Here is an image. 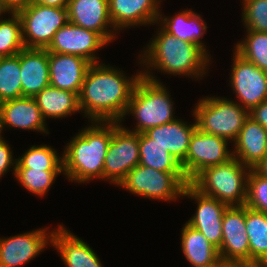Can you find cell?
Here are the masks:
<instances>
[{"label": "cell", "instance_id": "22", "mask_svg": "<svg viewBox=\"0 0 267 267\" xmlns=\"http://www.w3.org/2000/svg\"><path fill=\"white\" fill-rule=\"evenodd\" d=\"M197 128L196 120L193 124L176 119L170 123L162 124L148 129L144 133L153 142L163 146L182 165L185 161L191 136Z\"/></svg>", "mask_w": 267, "mask_h": 267}, {"label": "cell", "instance_id": "2", "mask_svg": "<svg viewBox=\"0 0 267 267\" xmlns=\"http://www.w3.org/2000/svg\"><path fill=\"white\" fill-rule=\"evenodd\" d=\"M91 122V126L70 140L62 155L63 174L72 182L85 183L93 178L103 180L104 158L113 131L121 124L118 121Z\"/></svg>", "mask_w": 267, "mask_h": 267}, {"label": "cell", "instance_id": "9", "mask_svg": "<svg viewBox=\"0 0 267 267\" xmlns=\"http://www.w3.org/2000/svg\"><path fill=\"white\" fill-rule=\"evenodd\" d=\"M227 146L228 140L196 128L191 136L185 161L181 165L189 183L204 169L231 159L233 151H228Z\"/></svg>", "mask_w": 267, "mask_h": 267}, {"label": "cell", "instance_id": "4", "mask_svg": "<svg viewBox=\"0 0 267 267\" xmlns=\"http://www.w3.org/2000/svg\"><path fill=\"white\" fill-rule=\"evenodd\" d=\"M150 73L148 69L141 71L142 75L133 88L125 115L132 113L137 124L134 130L128 131L140 134L176 120L169 92Z\"/></svg>", "mask_w": 267, "mask_h": 267}, {"label": "cell", "instance_id": "36", "mask_svg": "<svg viewBox=\"0 0 267 267\" xmlns=\"http://www.w3.org/2000/svg\"><path fill=\"white\" fill-rule=\"evenodd\" d=\"M10 145L5 142L3 137H0V178L8 172L9 168H13V174L15 175L17 159H13V152L10 150ZM15 164V165H14Z\"/></svg>", "mask_w": 267, "mask_h": 267}, {"label": "cell", "instance_id": "17", "mask_svg": "<svg viewBox=\"0 0 267 267\" xmlns=\"http://www.w3.org/2000/svg\"><path fill=\"white\" fill-rule=\"evenodd\" d=\"M50 86L80 94L89 61L77 55L48 52Z\"/></svg>", "mask_w": 267, "mask_h": 267}, {"label": "cell", "instance_id": "42", "mask_svg": "<svg viewBox=\"0 0 267 267\" xmlns=\"http://www.w3.org/2000/svg\"><path fill=\"white\" fill-rule=\"evenodd\" d=\"M12 13V9L7 5V3L5 2V0H0V17L1 15L6 14V13ZM0 20H3L2 18H0Z\"/></svg>", "mask_w": 267, "mask_h": 267}, {"label": "cell", "instance_id": "29", "mask_svg": "<svg viewBox=\"0 0 267 267\" xmlns=\"http://www.w3.org/2000/svg\"><path fill=\"white\" fill-rule=\"evenodd\" d=\"M22 97L20 52L0 57V103Z\"/></svg>", "mask_w": 267, "mask_h": 267}, {"label": "cell", "instance_id": "13", "mask_svg": "<svg viewBox=\"0 0 267 267\" xmlns=\"http://www.w3.org/2000/svg\"><path fill=\"white\" fill-rule=\"evenodd\" d=\"M107 45V42L95 31L67 22L54 35L48 52L77 55L91 64L100 62L95 52Z\"/></svg>", "mask_w": 267, "mask_h": 267}, {"label": "cell", "instance_id": "10", "mask_svg": "<svg viewBox=\"0 0 267 267\" xmlns=\"http://www.w3.org/2000/svg\"><path fill=\"white\" fill-rule=\"evenodd\" d=\"M139 162V133L128 131L122 124L119 125L113 131L104 158L103 179L118 186Z\"/></svg>", "mask_w": 267, "mask_h": 267}, {"label": "cell", "instance_id": "27", "mask_svg": "<svg viewBox=\"0 0 267 267\" xmlns=\"http://www.w3.org/2000/svg\"><path fill=\"white\" fill-rule=\"evenodd\" d=\"M249 265H267V214L246 206Z\"/></svg>", "mask_w": 267, "mask_h": 267}, {"label": "cell", "instance_id": "40", "mask_svg": "<svg viewBox=\"0 0 267 267\" xmlns=\"http://www.w3.org/2000/svg\"><path fill=\"white\" fill-rule=\"evenodd\" d=\"M5 2L13 12H17L22 7L27 6L31 2V0H5Z\"/></svg>", "mask_w": 267, "mask_h": 267}, {"label": "cell", "instance_id": "6", "mask_svg": "<svg viewBox=\"0 0 267 267\" xmlns=\"http://www.w3.org/2000/svg\"><path fill=\"white\" fill-rule=\"evenodd\" d=\"M192 115L199 130L230 140L234 144L249 117V111L237 101L206 96L196 103Z\"/></svg>", "mask_w": 267, "mask_h": 267}, {"label": "cell", "instance_id": "37", "mask_svg": "<svg viewBox=\"0 0 267 267\" xmlns=\"http://www.w3.org/2000/svg\"><path fill=\"white\" fill-rule=\"evenodd\" d=\"M249 116L267 129V100L249 111Z\"/></svg>", "mask_w": 267, "mask_h": 267}, {"label": "cell", "instance_id": "39", "mask_svg": "<svg viewBox=\"0 0 267 267\" xmlns=\"http://www.w3.org/2000/svg\"><path fill=\"white\" fill-rule=\"evenodd\" d=\"M258 175L267 178V154L263 159L252 168Z\"/></svg>", "mask_w": 267, "mask_h": 267}, {"label": "cell", "instance_id": "30", "mask_svg": "<svg viewBox=\"0 0 267 267\" xmlns=\"http://www.w3.org/2000/svg\"><path fill=\"white\" fill-rule=\"evenodd\" d=\"M16 168L63 170V156L60 157L51 146L33 145L17 159Z\"/></svg>", "mask_w": 267, "mask_h": 267}, {"label": "cell", "instance_id": "21", "mask_svg": "<svg viewBox=\"0 0 267 267\" xmlns=\"http://www.w3.org/2000/svg\"><path fill=\"white\" fill-rule=\"evenodd\" d=\"M62 224L52 231L51 246L58 250L67 267H103L97 254Z\"/></svg>", "mask_w": 267, "mask_h": 267}, {"label": "cell", "instance_id": "12", "mask_svg": "<svg viewBox=\"0 0 267 267\" xmlns=\"http://www.w3.org/2000/svg\"><path fill=\"white\" fill-rule=\"evenodd\" d=\"M246 205L228 206L223 214L222 244L218 249L222 262L249 264V239L246 234Z\"/></svg>", "mask_w": 267, "mask_h": 267}, {"label": "cell", "instance_id": "23", "mask_svg": "<svg viewBox=\"0 0 267 267\" xmlns=\"http://www.w3.org/2000/svg\"><path fill=\"white\" fill-rule=\"evenodd\" d=\"M234 143L233 156L252 169L267 154V129L249 116Z\"/></svg>", "mask_w": 267, "mask_h": 267}, {"label": "cell", "instance_id": "34", "mask_svg": "<svg viewBox=\"0 0 267 267\" xmlns=\"http://www.w3.org/2000/svg\"><path fill=\"white\" fill-rule=\"evenodd\" d=\"M242 21L247 30L267 33V0H243Z\"/></svg>", "mask_w": 267, "mask_h": 267}, {"label": "cell", "instance_id": "32", "mask_svg": "<svg viewBox=\"0 0 267 267\" xmlns=\"http://www.w3.org/2000/svg\"><path fill=\"white\" fill-rule=\"evenodd\" d=\"M246 32L245 40L238 42L234 51L267 72V33L250 30Z\"/></svg>", "mask_w": 267, "mask_h": 267}, {"label": "cell", "instance_id": "20", "mask_svg": "<svg viewBox=\"0 0 267 267\" xmlns=\"http://www.w3.org/2000/svg\"><path fill=\"white\" fill-rule=\"evenodd\" d=\"M22 97H35L50 86L46 48H23L20 51Z\"/></svg>", "mask_w": 267, "mask_h": 267}, {"label": "cell", "instance_id": "15", "mask_svg": "<svg viewBox=\"0 0 267 267\" xmlns=\"http://www.w3.org/2000/svg\"><path fill=\"white\" fill-rule=\"evenodd\" d=\"M37 229L0 238V267H18L28 263L51 244L52 231ZM49 243V244H47Z\"/></svg>", "mask_w": 267, "mask_h": 267}, {"label": "cell", "instance_id": "11", "mask_svg": "<svg viewBox=\"0 0 267 267\" xmlns=\"http://www.w3.org/2000/svg\"><path fill=\"white\" fill-rule=\"evenodd\" d=\"M232 65L230 85L239 98L238 104L251 111L267 100V72L244 59L236 51Z\"/></svg>", "mask_w": 267, "mask_h": 267}, {"label": "cell", "instance_id": "7", "mask_svg": "<svg viewBox=\"0 0 267 267\" xmlns=\"http://www.w3.org/2000/svg\"><path fill=\"white\" fill-rule=\"evenodd\" d=\"M187 184L189 181L183 172H163L137 165L118 186L144 198L170 202L183 195Z\"/></svg>", "mask_w": 267, "mask_h": 267}, {"label": "cell", "instance_id": "28", "mask_svg": "<svg viewBox=\"0 0 267 267\" xmlns=\"http://www.w3.org/2000/svg\"><path fill=\"white\" fill-rule=\"evenodd\" d=\"M139 165L163 172H183L181 164L160 144L145 133L139 134Z\"/></svg>", "mask_w": 267, "mask_h": 267}, {"label": "cell", "instance_id": "41", "mask_svg": "<svg viewBox=\"0 0 267 267\" xmlns=\"http://www.w3.org/2000/svg\"><path fill=\"white\" fill-rule=\"evenodd\" d=\"M215 267H256L245 263H234V262H222L220 261Z\"/></svg>", "mask_w": 267, "mask_h": 267}, {"label": "cell", "instance_id": "16", "mask_svg": "<svg viewBox=\"0 0 267 267\" xmlns=\"http://www.w3.org/2000/svg\"><path fill=\"white\" fill-rule=\"evenodd\" d=\"M67 10L70 23L95 31L107 43L115 40L117 30L109 17L108 0H69Z\"/></svg>", "mask_w": 267, "mask_h": 267}, {"label": "cell", "instance_id": "8", "mask_svg": "<svg viewBox=\"0 0 267 267\" xmlns=\"http://www.w3.org/2000/svg\"><path fill=\"white\" fill-rule=\"evenodd\" d=\"M17 13L22 21L25 48H47L55 33L69 22L67 8L30 2Z\"/></svg>", "mask_w": 267, "mask_h": 267}, {"label": "cell", "instance_id": "38", "mask_svg": "<svg viewBox=\"0 0 267 267\" xmlns=\"http://www.w3.org/2000/svg\"><path fill=\"white\" fill-rule=\"evenodd\" d=\"M68 1L69 0H31L32 3L59 8H67Z\"/></svg>", "mask_w": 267, "mask_h": 267}, {"label": "cell", "instance_id": "14", "mask_svg": "<svg viewBox=\"0 0 267 267\" xmlns=\"http://www.w3.org/2000/svg\"><path fill=\"white\" fill-rule=\"evenodd\" d=\"M195 199L197 211L186 223L201 232L217 249L222 244L223 214L228 205L215 198L205 196L196 190L190 183L184 188L182 198Z\"/></svg>", "mask_w": 267, "mask_h": 267}, {"label": "cell", "instance_id": "25", "mask_svg": "<svg viewBox=\"0 0 267 267\" xmlns=\"http://www.w3.org/2000/svg\"><path fill=\"white\" fill-rule=\"evenodd\" d=\"M162 16L163 15L160 13L158 21H162L160 26L166 32L172 34L177 39L198 45L208 54L204 43L200 41L206 32L207 24L199 14L186 9L182 12L180 11L172 18Z\"/></svg>", "mask_w": 267, "mask_h": 267}, {"label": "cell", "instance_id": "5", "mask_svg": "<svg viewBox=\"0 0 267 267\" xmlns=\"http://www.w3.org/2000/svg\"><path fill=\"white\" fill-rule=\"evenodd\" d=\"M250 167L234 156L224 163L201 171L190 184L201 194L228 206H243L247 200Z\"/></svg>", "mask_w": 267, "mask_h": 267}, {"label": "cell", "instance_id": "33", "mask_svg": "<svg viewBox=\"0 0 267 267\" xmlns=\"http://www.w3.org/2000/svg\"><path fill=\"white\" fill-rule=\"evenodd\" d=\"M60 173H63V170L16 168L15 177L28 192L37 196H44Z\"/></svg>", "mask_w": 267, "mask_h": 267}, {"label": "cell", "instance_id": "19", "mask_svg": "<svg viewBox=\"0 0 267 267\" xmlns=\"http://www.w3.org/2000/svg\"><path fill=\"white\" fill-rule=\"evenodd\" d=\"M46 125L34 97H21L0 103V132L5 126H9L48 134Z\"/></svg>", "mask_w": 267, "mask_h": 267}, {"label": "cell", "instance_id": "3", "mask_svg": "<svg viewBox=\"0 0 267 267\" xmlns=\"http://www.w3.org/2000/svg\"><path fill=\"white\" fill-rule=\"evenodd\" d=\"M156 35L141 54L140 64L175 76L183 74L199 78L206 74L211 57L201 47L177 39L162 27Z\"/></svg>", "mask_w": 267, "mask_h": 267}, {"label": "cell", "instance_id": "26", "mask_svg": "<svg viewBox=\"0 0 267 267\" xmlns=\"http://www.w3.org/2000/svg\"><path fill=\"white\" fill-rule=\"evenodd\" d=\"M34 98L44 120L46 118H62L81 111L78 95L68 90L48 86L42 89Z\"/></svg>", "mask_w": 267, "mask_h": 267}, {"label": "cell", "instance_id": "35", "mask_svg": "<svg viewBox=\"0 0 267 267\" xmlns=\"http://www.w3.org/2000/svg\"><path fill=\"white\" fill-rule=\"evenodd\" d=\"M246 206L267 214V178L251 169L248 176Z\"/></svg>", "mask_w": 267, "mask_h": 267}, {"label": "cell", "instance_id": "1", "mask_svg": "<svg viewBox=\"0 0 267 267\" xmlns=\"http://www.w3.org/2000/svg\"><path fill=\"white\" fill-rule=\"evenodd\" d=\"M141 72L127 78L120 69L93 63L87 69L79 94V108L91 121L122 122Z\"/></svg>", "mask_w": 267, "mask_h": 267}, {"label": "cell", "instance_id": "18", "mask_svg": "<svg viewBox=\"0 0 267 267\" xmlns=\"http://www.w3.org/2000/svg\"><path fill=\"white\" fill-rule=\"evenodd\" d=\"M161 0H108L109 17L114 28L158 23ZM154 23V24H153Z\"/></svg>", "mask_w": 267, "mask_h": 267}, {"label": "cell", "instance_id": "24", "mask_svg": "<svg viewBox=\"0 0 267 267\" xmlns=\"http://www.w3.org/2000/svg\"><path fill=\"white\" fill-rule=\"evenodd\" d=\"M181 232V249L192 267H215L221 261L218 249L201 232L187 223Z\"/></svg>", "mask_w": 267, "mask_h": 267}, {"label": "cell", "instance_id": "31", "mask_svg": "<svg viewBox=\"0 0 267 267\" xmlns=\"http://www.w3.org/2000/svg\"><path fill=\"white\" fill-rule=\"evenodd\" d=\"M10 15L11 18L0 20V57L17 55L25 48L20 15Z\"/></svg>", "mask_w": 267, "mask_h": 267}]
</instances>
